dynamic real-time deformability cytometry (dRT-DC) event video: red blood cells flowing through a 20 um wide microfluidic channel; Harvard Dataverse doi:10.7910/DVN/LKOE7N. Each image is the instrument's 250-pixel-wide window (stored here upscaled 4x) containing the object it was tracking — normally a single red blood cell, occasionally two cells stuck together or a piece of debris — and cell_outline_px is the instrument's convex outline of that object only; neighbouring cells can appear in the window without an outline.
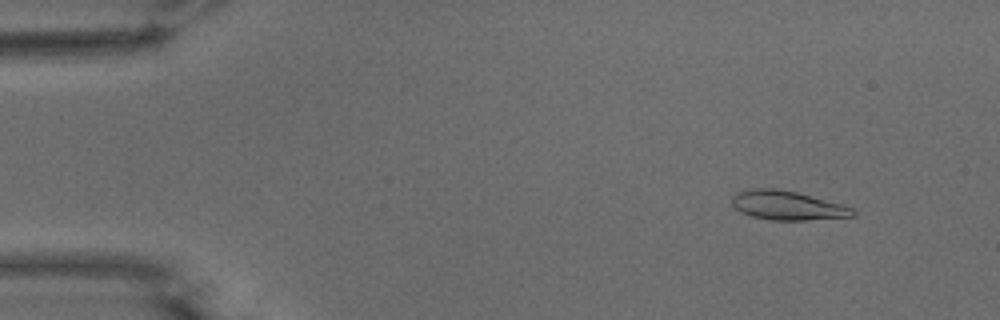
{"species": "common noctule bat (a hibernating species)", "species_latin": "Nyctalus noctula", "temperature_condition": "warm", "stored_images_in_passage": 54, "camera_frame_rate_fps": 3000, "um_per_image_px": 0.085, "animal": {"sex": "male", "body_mass_g": 15.6}, "frame": {"image": 1, "passage_image": 6, "time_ms": 1.667, "image_size_px": [1000, 320], "cell_outline_px": [[856, 216], [804, 220], [772, 220], [752, 216], [740, 212], [732, 204], [732, 196], [736, 192], [752, 188], [776, 188], [796, 192], [840, 204], [852, 208], [856, 212]], "centroid_in_image_um": [66.89, 17.46], "position_along_channel_um": 18.1, "area_um2": 20.35}}
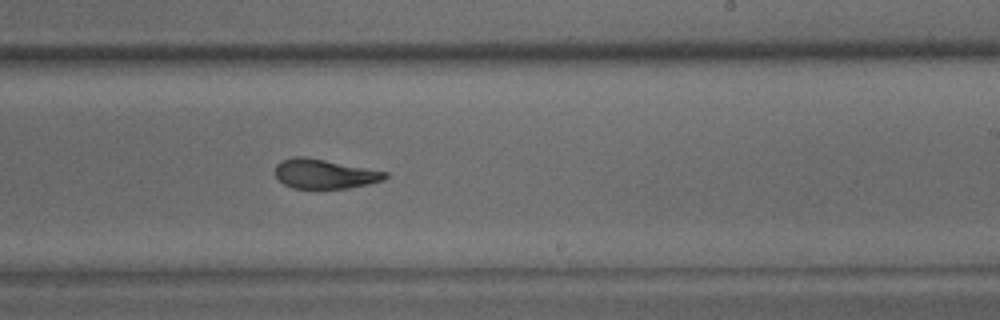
{"frame": {"image": 2, "passage_image": 33, "time_ms": 10.667, "image_size_px": [1000, 320], "cell_outline_px": [[388, 176], [384, 180], [368, 184], [348, 188], [292, 188], [284, 184], [276, 176], [276, 164], [280, 160], [292, 156], [304, 156], [388, 172]], "centroid_in_image_um": [27.57, 14.77], "position_along_channel_um": 261.4, "area_um2": 18.84}}
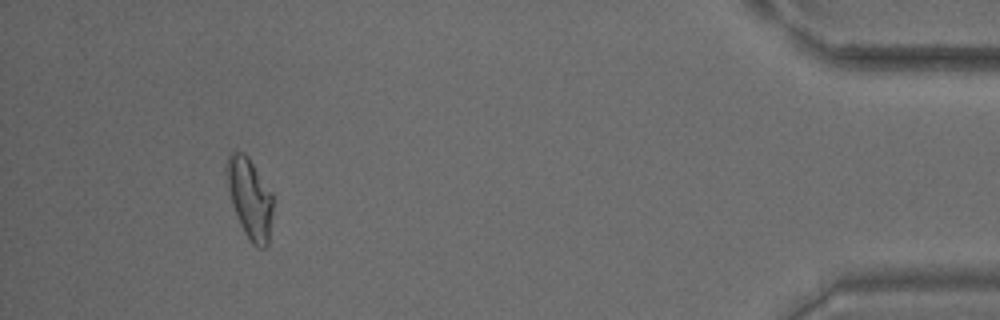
{"frame": {"image": 3, "passage_image": 50, "time_ms": 16.333, "image_size_px": [1000, 320], "cell_outline_px": [[272, 216], [268, 244], [264, 248], [260, 248], [252, 244], [244, 232], [240, 224], [232, 204], [228, 188], [224, 168], [228, 152], [244, 152], [248, 156], [272, 192]], "centroid_in_image_um": [21.21, 16.81], "position_along_channel_um": 414.0, "area_um2": 21.85}, "authors_computed_cell_mechanics": {"area_um2": 20.2589, "velocity_mm_per_s": 3.7926, "shape_relaxation_time_tau1_ms": 8.3334, "shape_relaxation_time_tau2_ms": 2.1829, "deformation_change_tau1": 0.2639, "deformation_change_tau2": 0.0916}}